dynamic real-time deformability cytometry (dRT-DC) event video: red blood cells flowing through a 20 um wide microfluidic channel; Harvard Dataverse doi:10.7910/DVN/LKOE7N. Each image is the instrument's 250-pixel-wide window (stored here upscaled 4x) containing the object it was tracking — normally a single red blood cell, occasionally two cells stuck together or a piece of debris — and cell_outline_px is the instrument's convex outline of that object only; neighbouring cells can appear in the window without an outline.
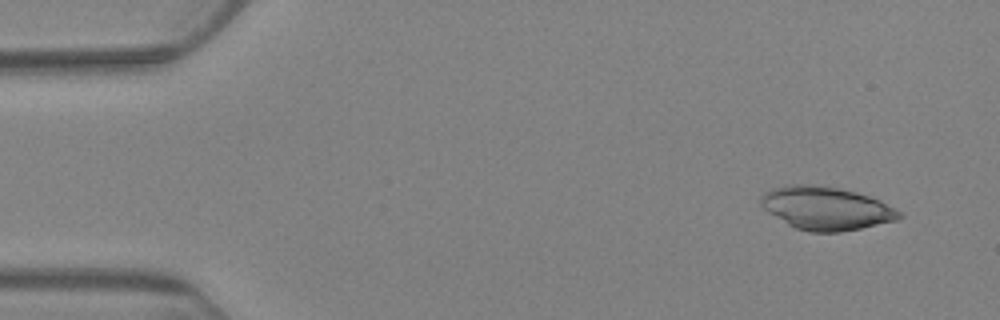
{"species": "Egyptian fruit bat (a non-hibernating species)", "species_latin": "Rousettus aegyptiacus", "temperature_condition": "warm", "stored_images_in_passage": 5, "camera_frame_rate_fps": 3000, "um_per_image_px": 0.085, "animal": {"sex": "female"}, "frame": {"image": 1, "passage_image": 1, "time_ms": 0.0, "image_size_px": [1000, 320], "cell_outline_px": [[904, 216], [896, 220], [860, 228], [840, 232], [808, 232], [796, 228], [788, 224], [768, 212], [760, 204], [760, 196], [764, 192], [772, 188], [788, 184], [812, 184], [840, 188], [856, 192], [880, 200], [896, 208]], "centroid_in_image_um": [70.2, 17.69], "position_along_channel_um": 14.8, "area_um2": 34.85}}
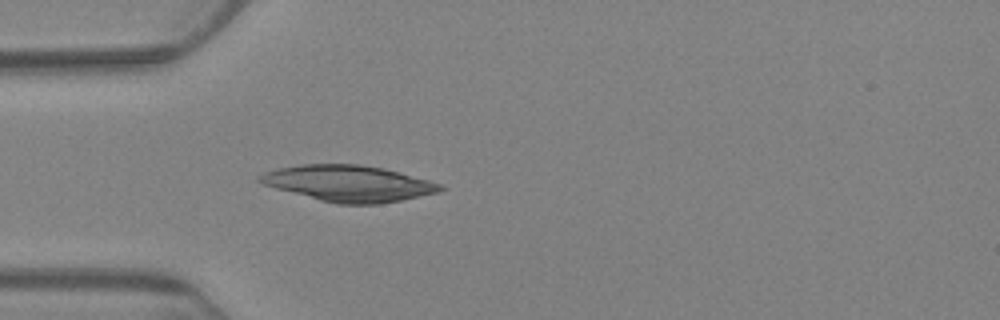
{"frame": {"image": 2, "passage_image": 5, "time_ms": 4.667, "image_size_px": [1000, 320], "cell_outline_px": [[448, 188], [440, 192], [380, 204], [336, 204], [320, 200], [276, 188], [264, 184], [256, 180], [256, 176], [264, 172], [276, 168], [300, 164], [360, 164], [384, 168], [444, 184]], "centroid_in_image_um": [29.65, 15.58], "position_along_channel_um": 55.3, "area_um2": 38.21}}